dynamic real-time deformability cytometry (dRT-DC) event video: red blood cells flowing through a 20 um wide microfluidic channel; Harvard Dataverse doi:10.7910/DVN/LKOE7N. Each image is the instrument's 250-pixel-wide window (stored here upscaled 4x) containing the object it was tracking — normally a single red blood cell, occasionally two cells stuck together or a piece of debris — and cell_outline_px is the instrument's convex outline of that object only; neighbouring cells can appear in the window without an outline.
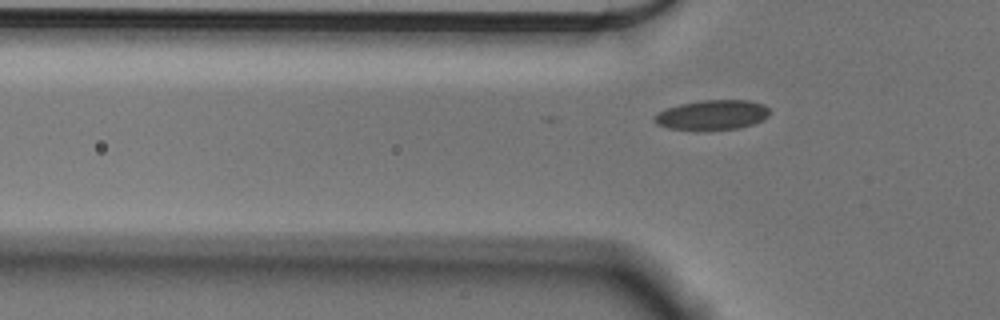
{"species": "Egyptian fruit bat (a non-hibernating species)", "species_latin": "Rousettus aegyptiacus", "temperature_condition": "cold", "stored_images_in_passage": 2, "camera_frame_rate_fps": 3000, "um_per_image_px": 0.085, "animal": {"sex": "male"}, "frame": {"image": 1, "passage_image": 2, "time_ms": 0.333, "image_size_px": [1000, 320], "cell_outline_px": [[768, 116], [764, 120], [740, 128], [700, 132], [668, 128], [656, 124], [652, 120], [652, 116], [656, 112], [680, 104], [700, 100], [748, 100], [764, 104], [768, 108]], "centroid_in_image_um": [60.48, 9.8], "position_along_channel_um": 65.3, "area_um2": 20.69}}